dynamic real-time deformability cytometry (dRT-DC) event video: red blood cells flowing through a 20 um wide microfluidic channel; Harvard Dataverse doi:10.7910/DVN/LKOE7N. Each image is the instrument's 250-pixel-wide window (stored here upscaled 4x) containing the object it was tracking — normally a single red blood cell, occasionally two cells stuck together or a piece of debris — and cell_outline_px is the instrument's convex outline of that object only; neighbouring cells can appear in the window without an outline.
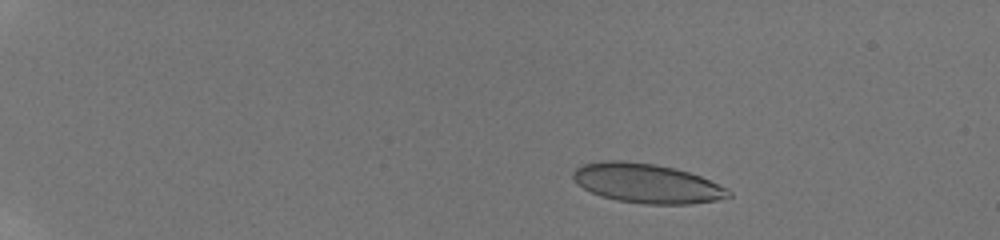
{"species": "human", "species_latin": "Homo sapiens", "temperature_condition": "room temperature", "stored_images_in_passage": 8, "camera_frame_rate_fps": 3000, "um_per_image_px": 0.085, "donor": {"sex": "male"}, "frame": {"image": 1, "passage_image": 3, "time_ms": 2.0, "image_size_px": [1000, 240], "cell_outline_px": [[732, 196], [716, 200], [692, 204], [644, 204], [616, 200], [592, 192], [584, 188], [572, 176], [572, 172], [576, 168], [584, 164], [600, 160], [624, 160], [656, 164], [688, 172], [700, 176], [728, 188], [732, 192]], "centroid_in_image_um": [55.01, 15.58], "position_along_channel_um": 30.0, "area_um2": 35.6}}
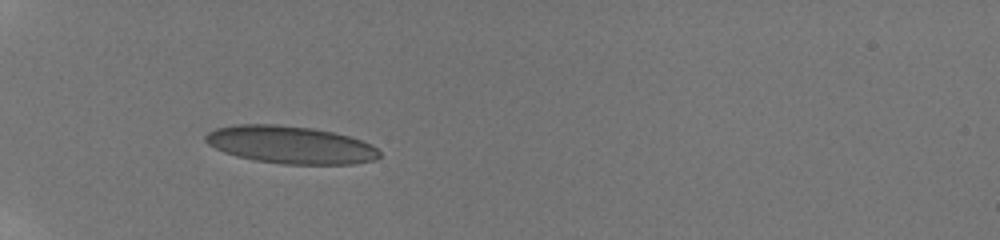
{"frame": {"image": 2, "passage_image": 6, "time_ms": 5.333, "image_size_px": [1000, 240], "cell_outline_px": [[380, 156], [376, 160], [352, 164], [284, 164], [256, 160], [236, 156], [224, 152], [208, 144], [204, 140], [204, 136], [208, 132], [216, 128], [236, 124], [276, 124], [312, 128], [332, 132], [348, 136], [372, 144], [380, 152]], "centroid_in_image_um": [24.68, 12.3], "position_along_channel_um": 60.3, "area_um2": 38.09}}
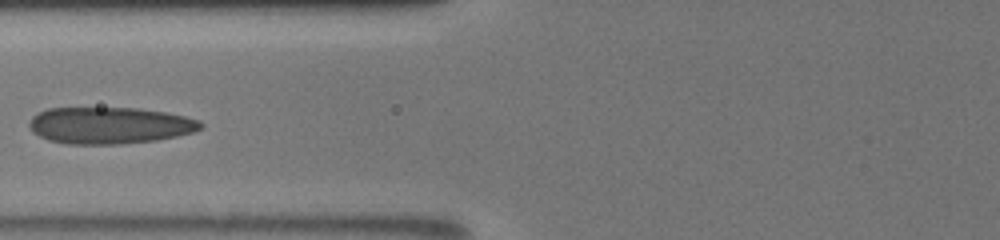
{"frame": {"image": 3, "passage_image": 8, "time_ms": 7.333, "image_size_px": [1000, 240], "cell_outline_px": [[204, 124], [200, 128], [192, 132], [176, 136], [156, 140], [120, 144], [68, 144], [48, 140], [32, 132], [28, 124], [28, 120], [32, 116], [48, 108], [136, 108], [164, 112], [184, 116], [200, 120]], "centroid_in_image_um": [9.29, 10.66], "position_along_channel_um": 116.5, "area_um2": 36.65}}